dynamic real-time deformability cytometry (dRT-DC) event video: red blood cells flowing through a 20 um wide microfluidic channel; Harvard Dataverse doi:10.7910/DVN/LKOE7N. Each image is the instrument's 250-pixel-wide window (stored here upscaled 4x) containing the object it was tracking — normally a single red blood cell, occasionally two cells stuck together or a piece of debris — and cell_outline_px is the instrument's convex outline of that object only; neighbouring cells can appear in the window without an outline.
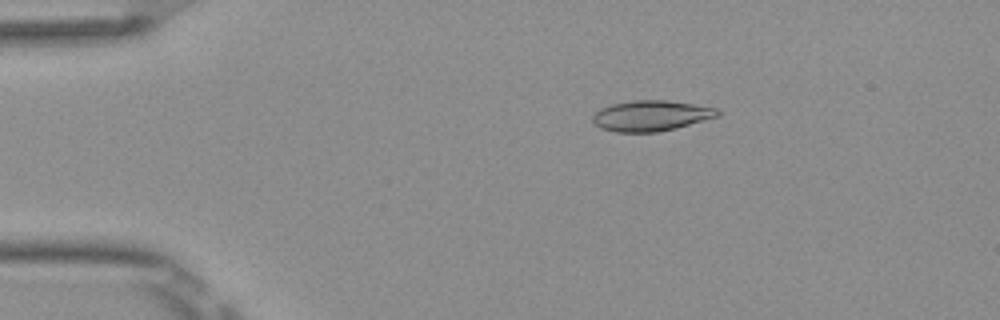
{"species": "Egyptian fruit bat (a non-hibernating species)", "species_latin": "Rousettus aegyptiacus", "temperature_condition": "room temperature", "stored_images_in_passage": 53, "camera_frame_rate_fps": 3000, "um_per_image_px": 0.085, "frame": {"image": 1, "passage_image": 10, "time_ms": 3.0, "image_size_px": [1000, 320], "cell_outline_px": [[720, 116], [676, 128], [656, 132], [616, 132], [600, 128], [592, 120], [592, 116], [596, 112], [612, 104], [636, 100], [664, 100], [692, 104], [716, 108], [720, 112]], "centroid_in_image_um": [55.36, 9.84], "position_along_channel_um": 29.6, "area_um2": 22.02}}
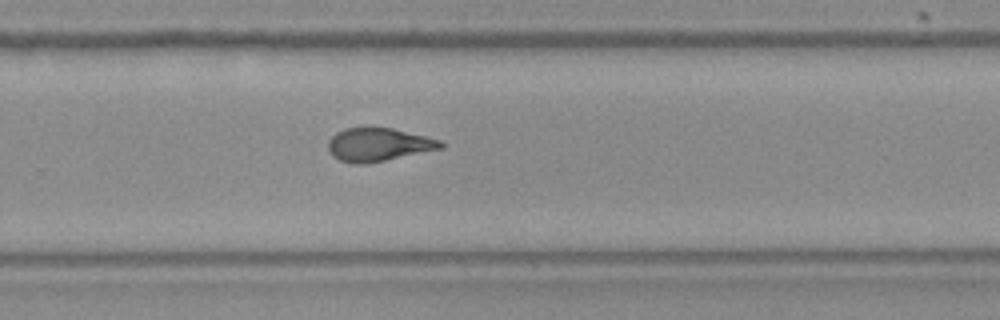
{"frame": {"image": 2, "passage_image": 35, "time_ms": 11.333, "image_size_px": [1000, 320], "cell_outline_px": [[444, 148], [364, 164], [356, 164], [340, 160], [332, 156], [328, 152], [328, 140], [336, 132], [344, 128], [392, 128], [440, 140], [444, 144]], "centroid_in_image_um": [32.13, 12.29], "position_along_channel_um": 297.7, "area_um2": 21.62}}
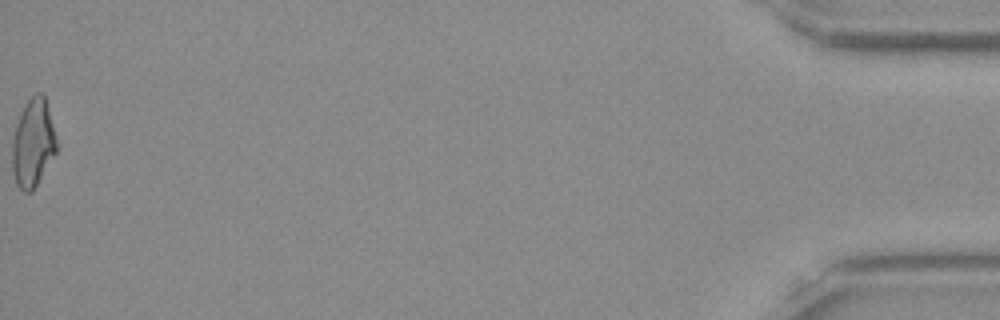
{"frame": {"image": 3, "passage_image": 53, "time_ms": 17.333, "image_size_px": [1000, 320], "cell_outline_px": [[56, 152], [32, 192], [24, 192], [16, 184], [12, 172], [12, 140], [16, 124], [24, 104], [36, 92], [44, 92], [56, 136]], "centroid_in_image_um": [2.79, 12.14], "position_along_channel_um": 432.4, "area_um2": 22.83}, "authors_computed_cell_mechanics": {"area_um2": 22.0796, "velocity_mm_per_s": 3.8937, "shape_relaxation_time_tau1_ms": 7.5337, "shape_relaxation_time_tau2_ms": 1.8669, "deformation_change_tau1": 0.2215, "deformation_change_tau2": 0.0717}}